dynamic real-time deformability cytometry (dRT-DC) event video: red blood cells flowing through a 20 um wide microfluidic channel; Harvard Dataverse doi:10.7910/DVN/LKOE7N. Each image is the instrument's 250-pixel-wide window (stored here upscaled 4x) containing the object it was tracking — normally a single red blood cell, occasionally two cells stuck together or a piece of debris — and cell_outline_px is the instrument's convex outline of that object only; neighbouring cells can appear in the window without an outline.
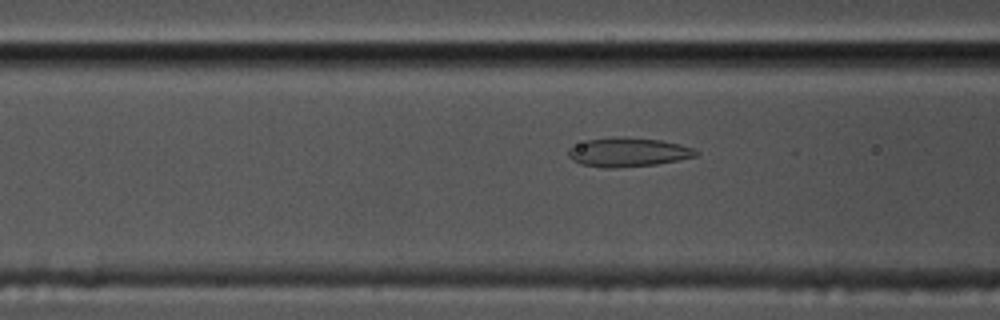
{"species": "common noctule bat (a hibernating species)", "species_latin": "Nyctalus noctula", "temperature_condition": "cold", "stored_images_in_passage": 58, "camera_frame_rate_fps": 3000, "um_per_image_px": 0.085, "animal": {"sex": "male", "body_mass_g": 17.5, "forearm_length_mm": 52.3}, "frame": {"image": 1, "passage_image": 22, "time_ms": 7.0, "image_size_px": [1000, 320], "cell_outline_px": [[700, 152], [696, 156], [656, 164], [616, 168], [604, 168], [580, 164], [572, 160], [568, 156], [568, 148], [588, 140], [612, 136], [616, 136], [660, 140], [680, 144], [692, 148]], "centroid_in_image_um": [53.35, 12.94], "position_along_channel_um": 113.2, "area_um2": 21.56}}
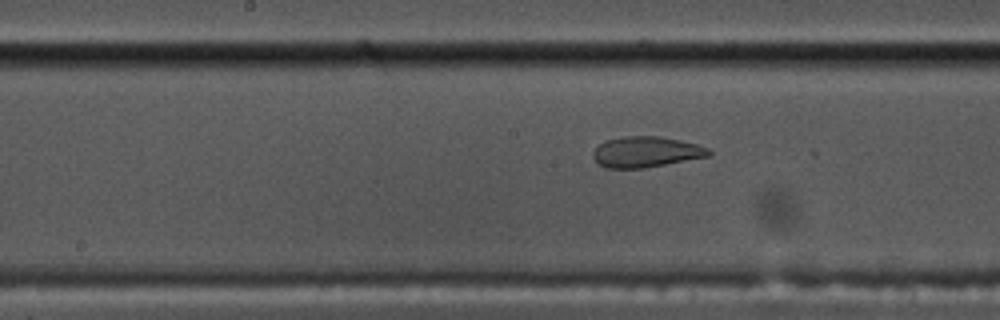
{"frame": {"image": 2, "passage_image": 29, "time_ms": 9.333, "image_size_px": [1000, 320], "cell_outline_px": [[712, 156], [644, 168], [604, 168], [596, 164], [592, 156], [592, 152], [604, 140], [624, 136], [660, 136], [680, 140], [696, 144], [708, 148], [712, 152]], "centroid_in_image_um": [54.9, 12.92], "position_along_channel_um": 193.3, "area_um2": 21.04}}
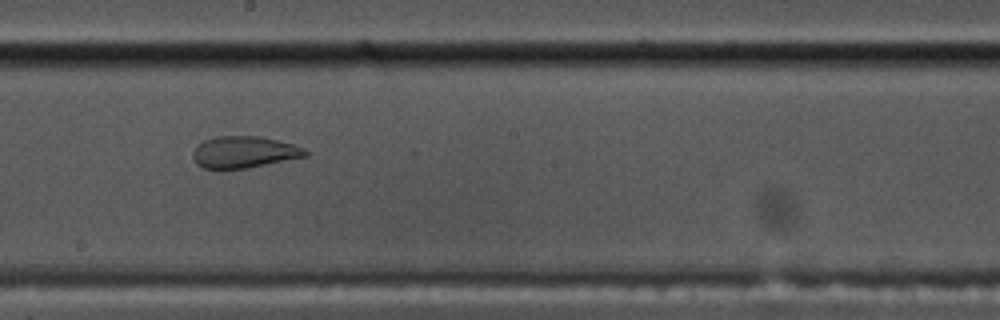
{"frame": {"image": 3, "passage_image": 32, "time_ms": 10.333, "image_size_px": [1000, 320], "cell_outline_px": [[308, 156], [248, 168], [204, 168], [196, 164], [192, 156], [192, 152], [204, 140], [216, 136], [260, 136], [292, 144], [304, 148], [308, 152]], "centroid_in_image_um": [20.76, 12.93], "position_along_channel_um": 227.4, "area_um2": 20.63}, "authors_computed_cell_mechanics": {"area_um2": 22.3975, "velocity_mm_per_s": 3.4353, "shape_relaxation_time_tau1_ms": null, "shape_relaxation_time_tau2_ms": 1.2648, "deformation_change_tau1": null, "deformation_change_tau2": 0.0765}}